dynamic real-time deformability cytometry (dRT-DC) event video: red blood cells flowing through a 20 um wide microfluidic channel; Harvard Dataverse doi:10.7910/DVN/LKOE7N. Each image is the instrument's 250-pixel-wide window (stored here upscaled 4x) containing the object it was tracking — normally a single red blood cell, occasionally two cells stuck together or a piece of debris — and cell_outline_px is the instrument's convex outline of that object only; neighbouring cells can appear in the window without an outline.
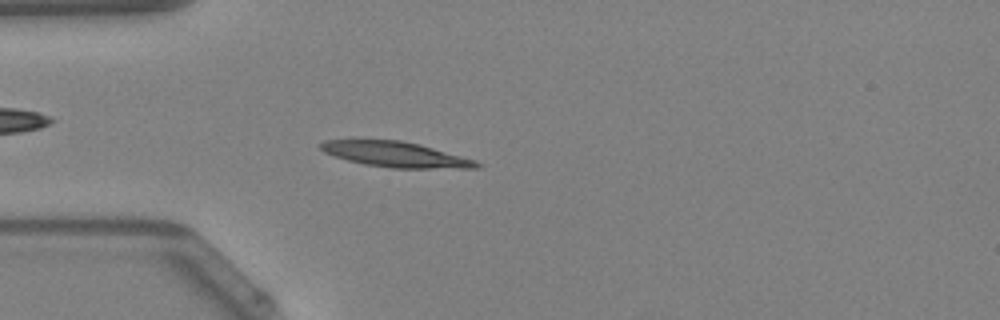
{"species": "Egyptian fruit bat (a non-hibernating species)", "species_latin": "Rousettus aegyptiacus", "temperature_condition": "warm", "stored_images_in_passage": 35, "camera_frame_rate_fps": 3000, "um_per_image_px": 0.085, "animal": {"sex": "female"}, "frame": {"image": 1, "passage_image": 1, "time_ms": 0.0, "image_size_px": [1000, 320], "cell_outline_px": [[484, 164], [480, 168], [392, 168], [364, 164], [348, 160], [324, 152], [320, 148], [320, 144], [324, 140], [400, 140], [420, 144], [476, 160]], "centroid_in_image_um": [33.69, 13.13], "position_along_channel_um": 51.3, "area_um2": 22.95}}
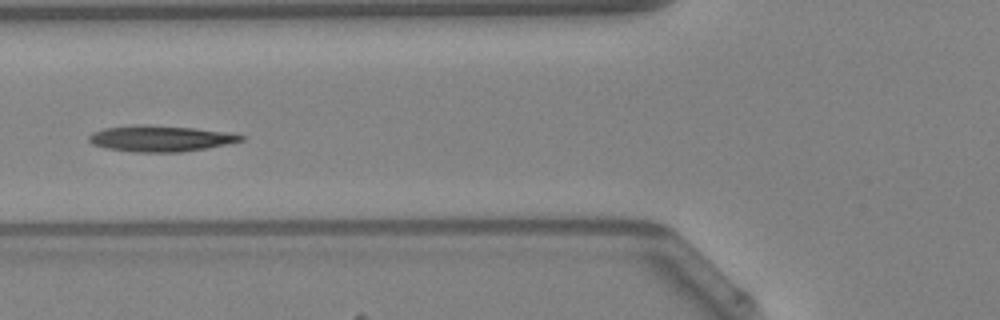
{"frame": {"image": 2, "passage_image": 6, "time_ms": 1.667, "image_size_px": [1000, 320], "cell_outline_px": [[244, 140], [204, 148], [180, 152], [136, 152], [108, 148], [92, 144], [88, 140], [88, 136], [92, 132], [104, 128], [136, 124], [144, 124], [192, 128], [232, 132], [244, 136]], "centroid_in_image_um": [13.61, 11.76], "position_along_channel_um": 112.2, "area_um2": 22.95}, "authors_computed_cell_mechanics": {"area_um2": 21.964, "velocity_mm_per_s": 4.2256, "shape_relaxation_time_tau1_ms": 6.6136, "shape_relaxation_time_tau2_ms": 9.0229, "deformation_change_tau1": 0.1823, "deformation_change_tau2": 0.2035}}